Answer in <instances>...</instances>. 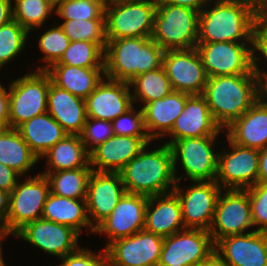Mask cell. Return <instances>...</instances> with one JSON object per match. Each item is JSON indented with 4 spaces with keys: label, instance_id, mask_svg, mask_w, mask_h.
I'll use <instances>...</instances> for the list:
<instances>
[{
    "label": "cell",
    "instance_id": "obj_1",
    "mask_svg": "<svg viewBox=\"0 0 267 266\" xmlns=\"http://www.w3.org/2000/svg\"><path fill=\"white\" fill-rule=\"evenodd\" d=\"M256 74L208 77L202 96L214 121L224 129L259 99Z\"/></svg>",
    "mask_w": 267,
    "mask_h": 266
},
{
    "label": "cell",
    "instance_id": "obj_2",
    "mask_svg": "<svg viewBox=\"0 0 267 266\" xmlns=\"http://www.w3.org/2000/svg\"><path fill=\"white\" fill-rule=\"evenodd\" d=\"M146 149L148 145L119 172L126 192L147 197L172 192L177 181L170 146Z\"/></svg>",
    "mask_w": 267,
    "mask_h": 266
},
{
    "label": "cell",
    "instance_id": "obj_3",
    "mask_svg": "<svg viewBox=\"0 0 267 266\" xmlns=\"http://www.w3.org/2000/svg\"><path fill=\"white\" fill-rule=\"evenodd\" d=\"M199 13L197 43H253L258 18L236 0H215ZM206 8V9H205Z\"/></svg>",
    "mask_w": 267,
    "mask_h": 266
},
{
    "label": "cell",
    "instance_id": "obj_4",
    "mask_svg": "<svg viewBox=\"0 0 267 266\" xmlns=\"http://www.w3.org/2000/svg\"><path fill=\"white\" fill-rule=\"evenodd\" d=\"M105 78L130 82L137 75L162 67L164 50L151 38L107 39Z\"/></svg>",
    "mask_w": 267,
    "mask_h": 266
},
{
    "label": "cell",
    "instance_id": "obj_5",
    "mask_svg": "<svg viewBox=\"0 0 267 266\" xmlns=\"http://www.w3.org/2000/svg\"><path fill=\"white\" fill-rule=\"evenodd\" d=\"M199 13L187 7L157 2L151 39L164 51L195 48Z\"/></svg>",
    "mask_w": 267,
    "mask_h": 266
},
{
    "label": "cell",
    "instance_id": "obj_6",
    "mask_svg": "<svg viewBox=\"0 0 267 266\" xmlns=\"http://www.w3.org/2000/svg\"><path fill=\"white\" fill-rule=\"evenodd\" d=\"M156 9L157 0H107V39L151 38Z\"/></svg>",
    "mask_w": 267,
    "mask_h": 266
},
{
    "label": "cell",
    "instance_id": "obj_7",
    "mask_svg": "<svg viewBox=\"0 0 267 266\" xmlns=\"http://www.w3.org/2000/svg\"><path fill=\"white\" fill-rule=\"evenodd\" d=\"M50 76L36 70L12 81L9 89L8 127L17 129L24 122L47 112Z\"/></svg>",
    "mask_w": 267,
    "mask_h": 266
},
{
    "label": "cell",
    "instance_id": "obj_8",
    "mask_svg": "<svg viewBox=\"0 0 267 266\" xmlns=\"http://www.w3.org/2000/svg\"><path fill=\"white\" fill-rule=\"evenodd\" d=\"M216 137L218 135L179 139L169 145L177 182L184 176H176L179 162L185 171L184 177L190 181H215L219 153L213 150Z\"/></svg>",
    "mask_w": 267,
    "mask_h": 266
},
{
    "label": "cell",
    "instance_id": "obj_9",
    "mask_svg": "<svg viewBox=\"0 0 267 266\" xmlns=\"http://www.w3.org/2000/svg\"><path fill=\"white\" fill-rule=\"evenodd\" d=\"M19 182L10 193V210L4 218L7 231L14 234L25 224L42 217L44 204L50 194L45 175L29 176Z\"/></svg>",
    "mask_w": 267,
    "mask_h": 266
},
{
    "label": "cell",
    "instance_id": "obj_10",
    "mask_svg": "<svg viewBox=\"0 0 267 266\" xmlns=\"http://www.w3.org/2000/svg\"><path fill=\"white\" fill-rule=\"evenodd\" d=\"M195 48L208 77L255 74L253 43H197Z\"/></svg>",
    "mask_w": 267,
    "mask_h": 266
},
{
    "label": "cell",
    "instance_id": "obj_11",
    "mask_svg": "<svg viewBox=\"0 0 267 266\" xmlns=\"http://www.w3.org/2000/svg\"><path fill=\"white\" fill-rule=\"evenodd\" d=\"M223 192L219 195L208 230L214 245L222 238L245 234V230L254 227L247 189H224Z\"/></svg>",
    "mask_w": 267,
    "mask_h": 266
},
{
    "label": "cell",
    "instance_id": "obj_12",
    "mask_svg": "<svg viewBox=\"0 0 267 266\" xmlns=\"http://www.w3.org/2000/svg\"><path fill=\"white\" fill-rule=\"evenodd\" d=\"M193 183L183 191L177 182L173 192L181 204L185 229L208 231L222 188L216 181H194Z\"/></svg>",
    "mask_w": 267,
    "mask_h": 266
},
{
    "label": "cell",
    "instance_id": "obj_13",
    "mask_svg": "<svg viewBox=\"0 0 267 266\" xmlns=\"http://www.w3.org/2000/svg\"><path fill=\"white\" fill-rule=\"evenodd\" d=\"M218 153L215 181L224 189H248L257 183L259 150L237 145Z\"/></svg>",
    "mask_w": 267,
    "mask_h": 266
},
{
    "label": "cell",
    "instance_id": "obj_14",
    "mask_svg": "<svg viewBox=\"0 0 267 266\" xmlns=\"http://www.w3.org/2000/svg\"><path fill=\"white\" fill-rule=\"evenodd\" d=\"M208 231L184 229L163 240L158 266H196L214 252Z\"/></svg>",
    "mask_w": 267,
    "mask_h": 266
},
{
    "label": "cell",
    "instance_id": "obj_15",
    "mask_svg": "<svg viewBox=\"0 0 267 266\" xmlns=\"http://www.w3.org/2000/svg\"><path fill=\"white\" fill-rule=\"evenodd\" d=\"M162 66L173 91L202 95L208 76L196 48L166 50Z\"/></svg>",
    "mask_w": 267,
    "mask_h": 266
},
{
    "label": "cell",
    "instance_id": "obj_16",
    "mask_svg": "<svg viewBox=\"0 0 267 266\" xmlns=\"http://www.w3.org/2000/svg\"><path fill=\"white\" fill-rule=\"evenodd\" d=\"M164 238L145 230L111 242L106 248L110 266H158Z\"/></svg>",
    "mask_w": 267,
    "mask_h": 266
},
{
    "label": "cell",
    "instance_id": "obj_17",
    "mask_svg": "<svg viewBox=\"0 0 267 266\" xmlns=\"http://www.w3.org/2000/svg\"><path fill=\"white\" fill-rule=\"evenodd\" d=\"M14 235L60 259L79 249L77 231L43 218L25 224Z\"/></svg>",
    "mask_w": 267,
    "mask_h": 266
},
{
    "label": "cell",
    "instance_id": "obj_18",
    "mask_svg": "<svg viewBox=\"0 0 267 266\" xmlns=\"http://www.w3.org/2000/svg\"><path fill=\"white\" fill-rule=\"evenodd\" d=\"M147 201L148 197L144 195L127 192L123 195L111 215L94 230V235L108 236L105 248L114 240L144 230Z\"/></svg>",
    "mask_w": 267,
    "mask_h": 266
},
{
    "label": "cell",
    "instance_id": "obj_19",
    "mask_svg": "<svg viewBox=\"0 0 267 266\" xmlns=\"http://www.w3.org/2000/svg\"><path fill=\"white\" fill-rule=\"evenodd\" d=\"M125 193L120 173L91 172L87 183L86 206L94 229L111 215Z\"/></svg>",
    "mask_w": 267,
    "mask_h": 266
},
{
    "label": "cell",
    "instance_id": "obj_20",
    "mask_svg": "<svg viewBox=\"0 0 267 266\" xmlns=\"http://www.w3.org/2000/svg\"><path fill=\"white\" fill-rule=\"evenodd\" d=\"M214 251L228 266H267V232L227 236L215 244Z\"/></svg>",
    "mask_w": 267,
    "mask_h": 266
},
{
    "label": "cell",
    "instance_id": "obj_21",
    "mask_svg": "<svg viewBox=\"0 0 267 266\" xmlns=\"http://www.w3.org/2000/svg\"><path fill=\"white\" fill-rule=\"evenodd\" d=\"M130 90L129 82L104 77L85 99L87 117L112 122L134 105Z\"/></svg>",
    "mask_w": 267,
    "mask_h": 266
},
{
    "label": "cell",
    "instance_id": "obj_22",
    "mask_svg": "<svg viewBox=\"0 0 267 266\" xmlns=\"http://www.w3.org/2000/svg\"><path fill=\"white\" fill-rule=\"evenodd\" d=\"M151 142L153 141L150 137L114 134L90 152V166L96 172L119 173L132 158L137 156Z\"/></svg>",
    "mask_w": 267,
    "mask_h": 266
},
{
    "label": "cell",
    "instance_id": "obj_23",
    "mask_svg": "<svg viewBox=\"0 0 267 266\" xmlns=\"http://www.w3.org/2000/svg\"><path fill=\"white\" fill-rule=\"evenodd\" d=\"M221 131L224 130L214 121L205 98L202 95H191L167 134L172 139L165 144L170 145L185 138L219 135Z\"/></svg>",
    "mask_w": 267,
    "mask_h": 266
},
{
    "label": "cell",
    "instance_id": "obj_24",
    "mask_svg": "<svg viewBox=\"0 0 267 266\" xmlns=\"http://www.w3.org/2000/svg\"><path fill=\"white\" fill-rule=\"evenodd\" d=\"M184 229L181 204L173 191L148 197L145 211V231L166 238Z\"/></svg>",
    "mask_w": 267,
    "mask_h": 266
},
{
    "label": "cell",
    "instance_id": "obj_25",
    "mask_svg": "<svg viewBox=\"0 0 267 266\" xmlns=\"http://www.w3.org/2000/svg\"><path fill=\"white\" fill-rule=\"evenodd\" d=\"M227 138L240 146L261 150L267 146V106L259 98L242 116L232 121Z\"/></svg>",
    "mask_w": 267,
    "mask_h": 266
},
{
    "label": "cell",
    "instance_id": "obj_26",
    "mask_svg": "<svg viewBox=\"0 0 267 266\" xmlns=\"http://www.w3.org/2000/svg\"><path fill=\"white\" fill-rule=\"evenodd\" d=\"M191 95L172 91L164 98L153 100L142 106L146 132L152 141L167 135L182 113Z\"/></svg>",
    "mask_w": 267,
    "mask_h": 266
},
{
    "label": "cell",
    "instance_id": "obj_27",
    "mask_svg": "<svg viewBox=\"0 0 267 266\" xmlns=\"http://www.w3.org/2000/svg\"><path fill=\"white\" fill-rule=\"evenodd\" d=\"M47 113L69 135H80L86 122V102L51 82L47 99Z\"/></svg>",
    "mask_w": 267,
    "mask_h": 266
},
{
    "label": "cell",
    "instance_id": "obj_28",
    "mask_svg": "<svg viewBox=\"0 0 267 266\" xmlns=\"http://www.w3.org/2000/svg\"><path fill=\"white\" fill-rule=\"evenodd\" d=\"M45 71L54 85L84 100L105 76L104 68H83L65 64H53Z\"/></svg>",
    "mask_w": 267,
    "mask_h": 266
},
{
    "label": "cell",
    "instance_id": "obj_29",
    "mask_svg": "<svg viewBox=\"0 0 267 266\" xmlns=\"http://www.w3.org/2000/svg\"><path fill=\"white\" fill-rule=\"evenodd\" d=\"M17 130L39 160L67 135L61 125L47 112L24 122Z\"/></svg>",
    "mask_w": 267,
    "mask_h": 266
},
{
    "label": "cell",
    "instance_id": "obj_30",
    "mask_svg": "<svg viewBox=\"0 0 267 266\" xmlns=\"http://www.w3.org/2000/svg\"><path fill=\"white\" fill-rule=\"evenodd\" d=\"M41 218L69 226L79 234L83 228L88 227L94 234L95 229L91 226L87 214L86 199H72L50 193Z\"/></svg>",
    "mask_w": 267,
    "mask_h": 266
},
{
    "label": "cell",
    "instance_id": "obj_31",
    "mask_svg": "<svg viewBox=\"0 0 267 266\" xmlns=\"http://www.w3.org/2000/svg\"><path fill=\"white\" fill-rule=\"evenodd\" d=\"M42 157L47 159V169L43 172L91 167L90 152L83 144L80 135L67 134Z\"/></svg>",
    "mask_w": 267,
    "mask_h": 266
},
{
    "label": "cell",
    "instance_id": "obj_32",
    "mask_svg": "<svg viewBox=\"0 0 267 266\" xmlns=\"http://www.w3.org/2000/svg\"><path fill=\"white\" fill-rule=\"evenodd\" d=\"M38 161V157L31 151L17 129L7 127L0 131V163L23 176Z\"/></svg>",
    "mask_w": 267,
    "mask_h": 266
},
{
    "label": "cell",
    "instance_id": "obj_33",
    "mask_svg": "<svg viewBox=\"0 0 267 266\" xmlns=\"http://www.w3.org/2000/svg\"><path fill=\"white\" fill-rule=\"evenodd\" d=\"M92 167L41 172L48 179L50 193L72 199H86Z\"/></svg>",
    "mask_w": 267,
    "mask_h": 266
},
{
    "label": "cell",
    "instance_id": "obj_34",
    "mask_svg": "<svg viewBox=\"0 0 267 266\" xmlns=\"http://www.w3.org/2000/svg\"><path fill=\"white\" fill-rule=\"evenodd\" d=\"M129 83L131 88L134 87L133 103L139 101L143 106L153 100L164 98L173 91L163 66L139 74Z\"/></svg>",
    "mask_w": 267,
    "mask_h": 266
},
{
    "label": "cell",
    "instance_id": "obj_35",
    "mask_svg": "<svg viewBox=\"0 0 267 266\" xmlns=\"http://www.w3.org/2000/svg\"><path fill=\"white\" fill-rule=\"evenodd\" d=\"M13 19L29 33L42 27L55 7L47 0H14Z\"/></svg>",
    "mask_w": 267,
    "mask_h": 266
},
{
    "label": "cell",
    "instance_id": "obj_36",
    "mask_svg": "<svg viewBox=\"0 0 267 266\" xmlns=\"http://www.w3.org/2000/svg\"><path fill=\"white\" fill-rule=\"evenodd\" d=\"M55 64L83 68H104V50L94 42L71 41L61 59Z\"/></svg>",
    "mask_w": 267,
    "mask_h": 266
},
{
    "label": "cell",
    "instance_id": "obj_37",
    "mask_svg": "<svg viewBox=\"0 0 267 266\" xmlns=\"http://www.w3.org/2000/svg\"><path fill=\"white\" fill-rule=\"evenodd\" d=\"M71 41H88L97 43L104 51L107 45L106 19H73L59 24Z\"/></svg>",
    "mask_w": 267,
    "mask_h": 266
},
{
    "label": "cell",
    "instance_id": "obj_38",
    "mask_svg": "<svg viewBox=\"0 0 267 266\" xmlns=\"http://www.w3.org/2000/svg\"><path fill=\"white\" fill-rule=\"evenodd\" d=\"M28 35L14 19L0 27V69L23 51Z\"/></svg>",
    "mask_w": 267,
    "mask_h": 266
},
{
    "label": "cell",
    "instance_id": "obj_39",
    "mask_svg": "<svg viewBox=\"0 0 267 266\" xmlns=\"http://www.w3.org/2000/svg\"><path fill=\"white\" fill-rule=\"evenodd\" d=\"M107 0H64L55 7L56 16L63 20L106 19Z\"/></svg>",
    "mask_w": 267,
    "mask_h": 266
},
{
    "label": "cell",
    "instance_id": "obj_40",
    "mask_svg": "<svg viewBox=\"0 0 267 266\" xmlns=\"http://www.w3.org/2000/svg\"><path fill=\"white\" fill-rule=\"evenodd\" d=\"M70 42L71 40L60 25L47 29L38 40L40 51L44 54V58L42 57L41 60L45 63L41 67L38 66V70H47L51 65L57 63L69 47Z\"/></svg>",
    "mask_w": 267,
    "mask_h": 266
},
{
    "label": "cell",
    "instance_id": "obj_41",
    "mask_svg": "<svg viewBox=\"0 0 267 266\" xmlns=\"http://www.w3.org/2000/svg\"><path fill=\"white\" fill-rule=\"evenodd\" d=\"M115 135L131 137H149L145 124L143 110H136L134 105L125 113L112 121Z\"/></svg>",
    "mask_w": 267,
    "mask_h": 266
},
{
    "label": "cell",
    "instance_id": "obj_42",
    "mask_svg": "<svg viewBox=\"0 0 267 266\" xmlns=\"http://www.w3.org/2000/svg\"><path fill=\"white\" fill-rule=\"evenodd\" d=\"M251 219L253 226L258 227L255 231L267 232V183L257 182L247 189Z\"/></svg>",
    "mask_w": 267,
    "mask_h": 266
},
{
    "label": "cell",
    "instance_id": "obj_43",
    "mask_svg": "<svg viewBox=\"0 0 267 266\" xmlns=\"http://www.w3.org/2000/svg\"><path fill=\"white\" fill-rule=\"evenodd\" d=\"M114 135L112 122L95 118H86L80 138L89 152L106 142Z\"/></svg>",
    "mask_w": 267,
    "mask_h": 266
},
{
    "label": "cell",
    "instance_id": "obj_44",
    "mask_svg": "<svg viewBox=\"0 0 267 266\" xmlns=\"http://www.w3.org/2000/svg\"><path fill=\"white\" fill-rule=\"evenodd\" d=\"M61 261L58 266H110L105 249H102V253H94L92 250L80 247L74 253L61 258Z\"/></svg>",
    "mask_w": 267,
    "mask_h": 266
},
{
    "label": "cell",
    "instance_id": "obj_45",
    "mask_svg": "<svg viewBox=\"0 0 267 266\" xmlns=\"http://www.w3.org/2000/svg\"><path fill=\"white\" fill-rule=\"evenodd\" d=\"M262 55L264 60L267 62V19H259L255 30H254V40H253V70L258 76L259 80L267 79V71L261 70L259 68L258 56L255 52Z\"/></svg>",
    "mask_w": 267,
    "mask_h": 266
},
{
    "label": "cell",
    "instance_id": "obj_46",
    "mask_svg": "<svg viewBox=\"0 0 267 266\" xmlns=\"http://www.w3.org/2000/svg\"><path fill=\"white\" fill-rule=\"evenodd\" d=\"M21 175L14 169L0 163V189L11 193L15 188Z\"/></svg>",
    "mask_w": 267,
    "mask_h": 266
},
{
    "label": "cell",
    "instance_id": "obj_47",
    "mask_svg": "<svg viewBox=\"0 0 267 266\" xmlns=\"http://www.w3.org/2000/svg\"><path fill=\"white\" fill-rule=\"evenodd\" d=\"M258 19H267V0H236Z\"/></svg>",
    "mask_w": 267,
    "mask_h": 266
},
{
    "label": "cell",
    "instance_id": "obj_48",
    "mask_svg": "<svg viewBox=\"0 0 267 266\" xmlns=\"http://www.w3.org/2000/svg\"><path fill=\"white\" fill-rule=\"evenodd\" d=\"M9 117V91L0 83V124L8 127Z\"/></svg>",
    "mask_w": 267,
    "mask_h": 266
},
{
    "label": "cell",
    "instance_id": "obj_49",
    "mask_svg": "<svg viewBox=\"0 0 267 266\" xmlns=\"http://www.w3.org/2000/svg\"><path fill=\"white\" fill-rule=\"evenodd\" d=\"M214 0H157V2H166L174 6L187 7L196 11H201L205 6H210ZM210 3V4H209Z\"/></svg>",
    "mask_w": 267,
    "mask_h": 266
},
{
    "label": "cell",
    "instance_id": "obj_50",
    "mask_svg": "<svg viewBox=\"0 0 267 266\" xmlns=\"http://www.w3.org/2000/svg\"><path fill=\"white\" fill-rule=\"evenodd\" d=\"M257 182L267 183V146L259 150Z\"/></svg>",
    "mask_w": 267,
    "mask_h": 266
},
{
    "label": "cell",
    "instance_id": "obj_51",
    "mask_svg": "<svg viewBox=\"0 0 267 266\" xmlns=\"http://www.w3.org/2000/svg\"><path fill=\"white\" fill-rule=\"evenodd\" d=\"M13 0H0V27L13 20Z\"/></svg>",
    "mask_w": 267,
    "mask_h": 266
},
{
    "label": "cell",
    "instance_id": "obj_52",
    "mask_svg": "<svg viewBox=\"0 0 267 266\" xmlns=\"http://www.w3.org/2000/svg\"><path fill=\"white\" fill-rule=\"evenodd\" d=\"M10 210V193L0 189V216L5 218Z\"/></svg>",
    "mask_w": 267,
    "mask_h": 266
},
{
    "label": "cell",
    "instance_id": "obj_53",
    "mask_svg": "<svg viewBox=\"0 0 267 266\" xmlns=\"http://www.w3.org/2000/svg\"><path fill=\"white\" fill-rule=\"evenodd\" d=\"M196 266H228L214 251L205 261Z\"/></svg>",
    "mask_w": 267,
    "mask_h": 266
},
{
    "label": "cell",
    "instance_id": "obj_54",
    "mask_svg": "<svg viewBox=\"0 0 267 266\" xmlns=\"http://www.w3.org/2000/svg\"><path fill=\"white\" fill-rule=\"evenodd\" d=\"M259 98L267 106V79L259 81Z\"/></svg>",
    "mask_w": 267,
    "mask_h": 266
},
{
    "label": "cell",
    "instance_id": "obj_55",
    "mask_svg": "<svg viewBox=\"0 0 267 266\" xmlns=\"http://www.w3.org/2000/svg\"><path fill=\"white\" fill-rule=\"evenodd\" d=\"M8 235L10 236L11 234L6 229L4 218L0 216V244L7 239Z\"/></svg>",
    "mask_w": 267,
    "mask_h": 266
},
{
    "label": "cell",
    "instance_id": "obj_56",
    "mask_svg": "<svg viewBox=\"0 0 267 266\" xmlns=\"http://www.w3.org/2000/svg\"><path fill=\"white\" fill-rule=\"evenodd\" d=\"M3 251H2V245L0 244V266H6L5 265V262H4V260H3V253H2Z\"/></svg>",
    "mask_w": 267,
    "mask_h": 266
},
{
    "label": "cell",
    "instance_id": "obj_57",
    "mask_svg": "<svg viewBox=\"0 0 267 266\" xmlns=\"http://www.w3.org/2000/svg\"><path fill=\"white\" fill-rule=\"evenodd\" d=\"M49 3H51L54 7H56L59 3H61L64 0H47Z\"/></svg>",
    "mask_w": 267,
    "mask_h": 266
},
{
    "label": "cell",
    "instance_id": "obj_58",
    "mask_svg": "<svg viewBox=\"0 0 267 266\" xmlns=\"http://www.w3.org/2000/svg\"><path fill=\"white\" fill-rule=\"evenodd\" d=\"M4 127L0 124V131L3 129Z\"/></svg>",
    "mask_w": 267,
    "mask_h": 266
}]
</instances>
